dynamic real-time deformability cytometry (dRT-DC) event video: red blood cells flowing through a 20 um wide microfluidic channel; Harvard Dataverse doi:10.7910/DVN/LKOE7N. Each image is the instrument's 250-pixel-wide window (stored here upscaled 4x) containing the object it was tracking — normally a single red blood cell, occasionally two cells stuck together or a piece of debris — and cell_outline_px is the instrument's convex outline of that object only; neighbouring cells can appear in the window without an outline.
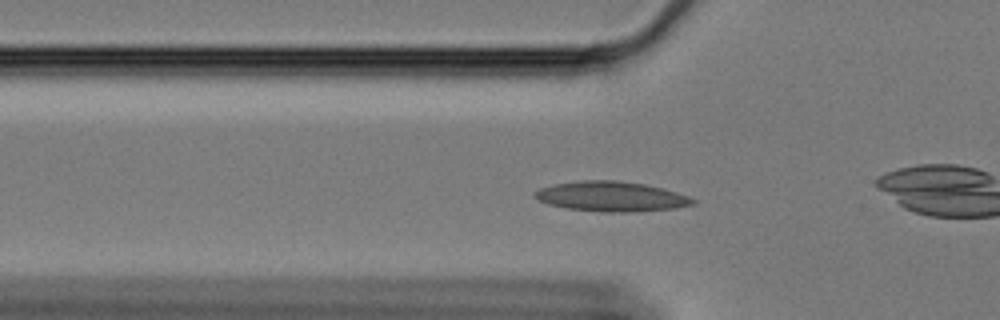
{"species": "Egyptian fruit bat (a non-hibernating species)", "species_latin": "Rousettus aegyptiacus", "temperature_condition": "cold", "stored_images_in_passage": 57, "camera_frame_rate_fps": 3000, "um_per_image_px": 0.085, "animal": {"sex": "female"}, "frame": {"image": 1, "passage_image": 16, "time_ms": 5.0, "image_size_px": [1000, 320], "cell_outline_px": [[696, 204], [676, 208], [636, 212], [604, 212], [568, 208], [548, 204], [532, 196], [532, 192], [540, 188], [552, 184], [580, 180], [616, 180], [644, 184], [676, 192], [688, 196], [696, 200]], "centroid_in_image_um": [51.94, 16.7], "position_along_channel_um": 73.9, "area_um2": 27.69}}
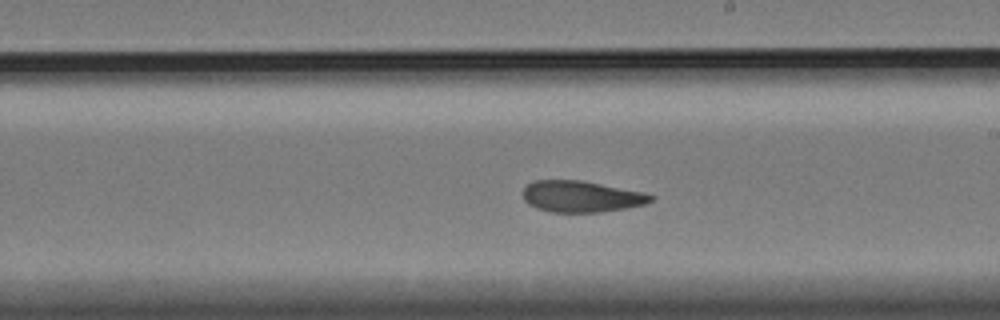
{"frame": {"image": 2, "passage_image": 31, "time_ms": 10.0, "image_size_px": [1000, 320], "cell_outline_px": [[656, 196], [652, 200], [644, 204], [624, 208], [600, 212], [552, 212], [536, 208], [528, 204], [524, 200], [524, 188], [528, 184], [536, 180], [580, 180], [644, 192]], "centroid_in_image_um": [49.4, 16.7], "position_along_channel_um": 239.6, "area_um2": 23.18}}
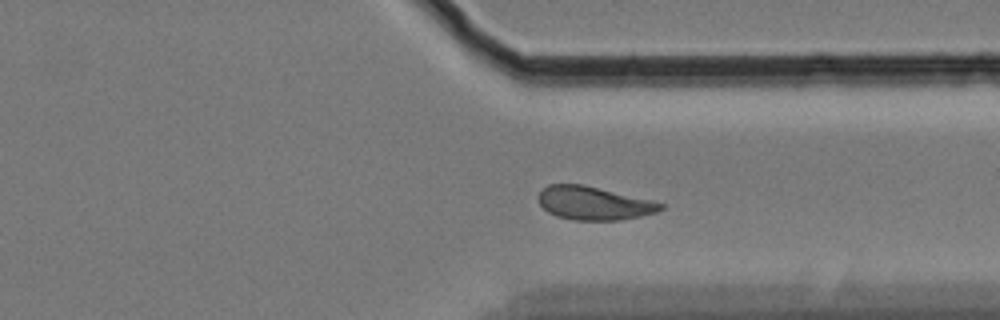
{"frame": {"image": 3, "passage_image": 42, "time_ms": 13.667, "image_size_px": [1000, 320], "cell_outline_px": [[664, 208], [656, 212], [640, 216], [620, 220], [572, 220], [556, 216], [548, 212], [540, 204], [540, 192], [548, 184], [580, 184], [652, 200], [664, 204]], "centroid_in_image_um": [50.48, 17.28], "position_along_channel_um": 360.9, "area_um2": 23.47}, "authors_computed_cell_mechanics": {"area_um2": 24.4494, "velocity_mm_per_s": 3.3, "shape_relaxation_time_tau1_ms": null, "shape_relaxation_time_tau2_ms": 2.949, "deformation_change_tau1": null, "deformation_change_tau2": 0.0844}}